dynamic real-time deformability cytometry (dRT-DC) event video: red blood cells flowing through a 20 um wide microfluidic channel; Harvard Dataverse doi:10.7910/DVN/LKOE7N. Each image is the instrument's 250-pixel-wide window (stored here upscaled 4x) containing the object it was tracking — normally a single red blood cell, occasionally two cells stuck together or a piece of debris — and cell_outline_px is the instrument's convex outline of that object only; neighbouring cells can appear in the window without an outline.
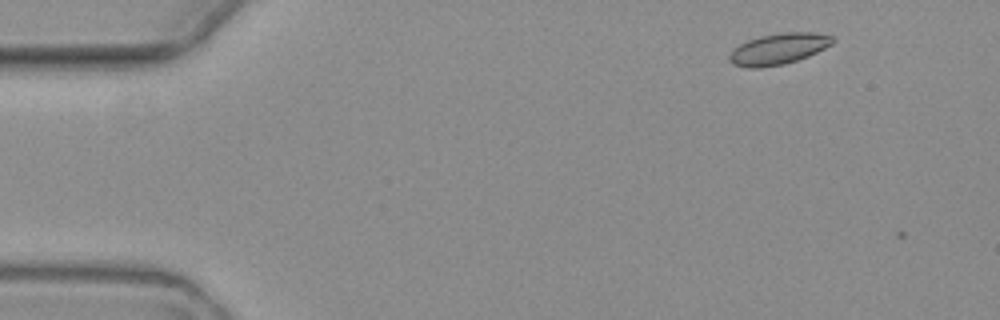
{"species": "common noctule bat (a hibernating species)", "species_latin": "Nyctalus noctula", "temperature_condition": "warm", "stored_images_in_passage": 4, "camera_frame_rate_fps": 3000, "um_per_image_px": 0.085, "animal": {"sex": "female", "body_mass_g": 19.3, "forearm_length_mm": 54.1}, "frame": {"image": 1, "passage_image": 1, "time_ms": 0.0, "image_size_px": [1000, 320], "cell_outline_px": [[836, 40], [832, 44], [808, 56], [784, 64], [760, 68], [748, 68], [732, 64], [728, 60], [728, 56], [740, 44], [748, 40], [760, 36], [784, 32], [812, 32], [832, 36]], "centroid_in_image_um": [66.17, 4.16], "position_along_channel_um": 18.8, "area_um2": 18.61}}
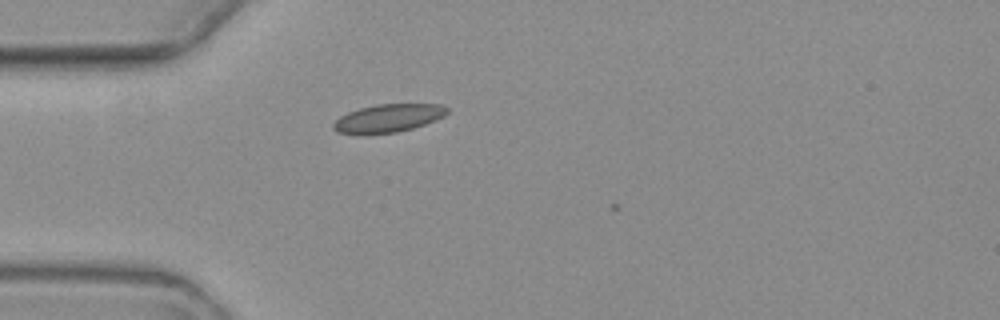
{"frame": {"image": 2, "passage_image": 4, "time_ms": 3.333, "image_size_px": [1000, 320], "cell_outline_px": [[448, 112], [444, 116], [424, 124], [412, 128], [396, 132], [364, 136], [356, 136], [336, 132], [332, 128], [332, 124], [340, 116], [348, 112], [360, 108], [376, 104], [440, 104], [448, 108]], "centroid_in_image_um": [32.91, 10.08], "position_along_channel_um": 52.1, "area_um2": 19.02}}